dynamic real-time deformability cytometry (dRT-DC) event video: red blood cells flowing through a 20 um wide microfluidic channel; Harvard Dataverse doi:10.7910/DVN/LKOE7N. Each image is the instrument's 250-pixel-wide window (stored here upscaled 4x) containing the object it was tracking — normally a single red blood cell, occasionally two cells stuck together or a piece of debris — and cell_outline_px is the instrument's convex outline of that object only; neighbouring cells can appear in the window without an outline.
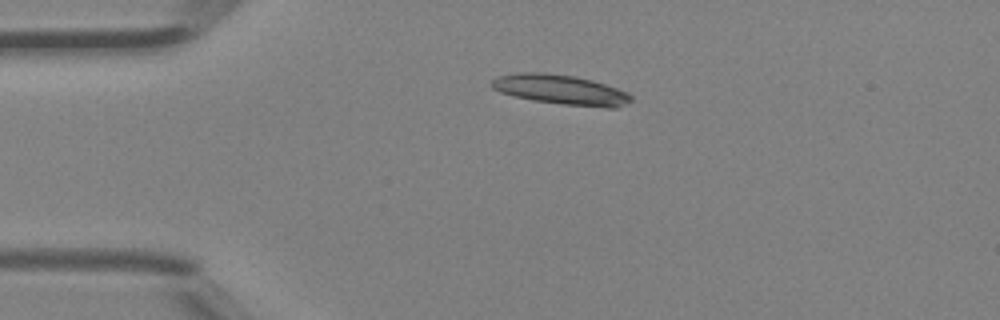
{"species": "Egyptian fruit bat (a non-hibernating species)", "species_latin": "Rousettus aegyptiacus", "temperature_condition": "room temperature", "stored_images_in_passage": 3, "camera_frame_rate_fps": 3000, "um_per_image_px": 0.085, "animal": {"sex": "female"}, "frame": {"image": 1, "passage_image": 2, "time_ms": 0.333, "image_size_px": [1000, 320], "cell_outline_px": [[632, 100], [628, 104], [616, 108], [604, 108], [564, 104], [532, 100], [512, 96], [500, 92], [492, 88], [492, 80], [496, 76], [516, 72], [548, 72], [576, 76], [592, 80], [628, 92], [632, 96]], "centroid_in_image_um": [47.67, 7.62], "position_along_channel_um": 37.3, "area_um2": 24.57}}